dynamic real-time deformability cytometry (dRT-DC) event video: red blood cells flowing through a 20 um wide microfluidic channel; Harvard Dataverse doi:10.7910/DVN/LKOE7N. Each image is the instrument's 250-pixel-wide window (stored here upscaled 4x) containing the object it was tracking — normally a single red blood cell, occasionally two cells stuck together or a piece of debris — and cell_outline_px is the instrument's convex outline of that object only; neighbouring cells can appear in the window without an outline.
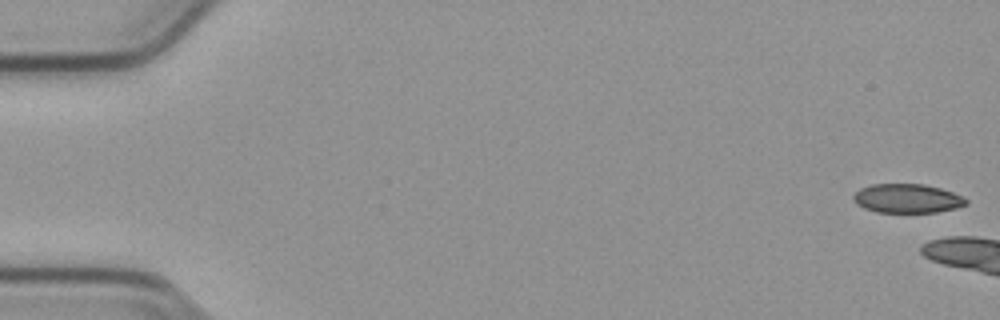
{"species": "common noctule bat (a hibernating species)", "species_latin": "Nyctalus noctula", "temperature_condition": "cold", "stored_images_in_passage": 9, "camera_frame_rate_fps": 3000, "um_per_image_px": 0.085, "animal": {"sex": "male", "body_mass_g": 23.1, "forearm_length_mm": 52.7}, "frame": {"image": 1, "passage_image": 1, "time_ms": 0.0, "image_size_px": [1000, 320], "cell_outline_px": [[968, 204], [956, 208], [936, 212], [876, 212], [864, 208], [856, 204], [852, 200], [852, 196], [860, 188], [872, 184], [924, 184], [940, 188], [952, 192], [968, 200]], "centroid_in_image_um": [77.08, 16.87], "position_along_channel_um": 7.9, "area_um2": 19.07}}